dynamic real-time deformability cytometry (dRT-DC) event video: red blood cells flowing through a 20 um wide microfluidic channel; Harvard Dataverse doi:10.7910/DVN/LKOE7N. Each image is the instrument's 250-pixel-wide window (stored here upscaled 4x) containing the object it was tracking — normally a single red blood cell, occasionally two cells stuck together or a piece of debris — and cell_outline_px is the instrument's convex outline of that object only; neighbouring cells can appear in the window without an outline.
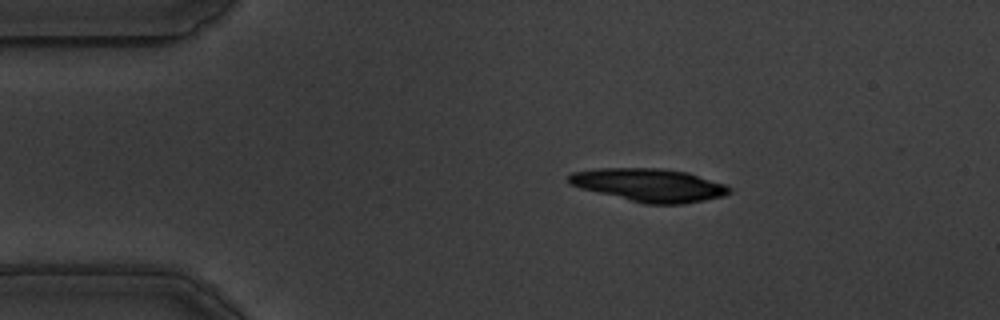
{"species": "common noctule bat (a hibernating species)", "species_latin": "Nyctalus noctula", "temperature_condition": "warm", "stored_images_in_passage": 47, "camera_frame_rate_fps": 3000, "um_per_image_px": 0.085, "animal": {"sex": "male", "body_mass_g": 19.5, "forearm_length_mm": 54.6}, "frame": {"image": 1, "passage_image": 1, "time_ms": 0.0, "image_size_px": [1000, 320], "cell_outline_px": [[732, 192], [724, 196], [684, 204], [644, 204], [580, 188], [568, 184], [568, 176], [572, 172], [596, 168], [660, 168], [688, 172], [724, 184], [732, 188]], "centroid_in_image_um": [55.18, 15.73], "position_along_channel_um": 29.8, "area_um2": 31.1}}